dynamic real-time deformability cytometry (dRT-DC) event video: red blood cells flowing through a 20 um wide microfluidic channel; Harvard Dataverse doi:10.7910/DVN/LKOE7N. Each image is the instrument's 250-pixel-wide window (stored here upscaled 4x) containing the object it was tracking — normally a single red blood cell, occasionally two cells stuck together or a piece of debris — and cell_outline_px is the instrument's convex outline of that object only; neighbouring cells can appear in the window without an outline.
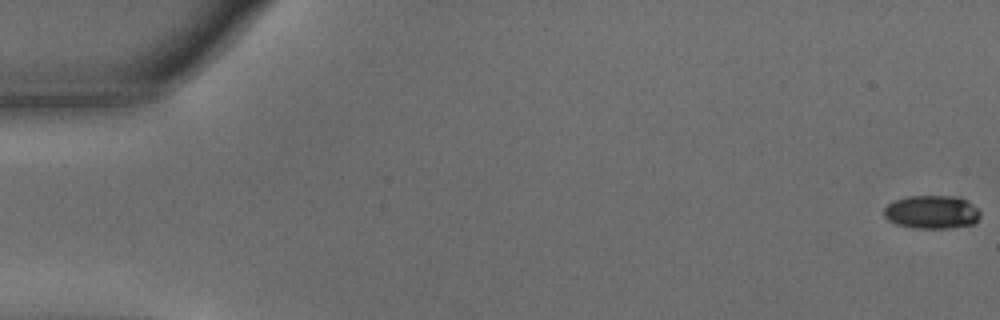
{"species": "common noctule bat (a hibernating species)", "species_latin": "Nyctalus noctula", "temperature_condition": "warm", "stored_images_in_passage": 58, "camera_frame_rate_fps": 3000, "um_per_image_px": 0.085, "animal": {"sex": "male", "body_mass_g": 15.6}, "frame": {"image": 1, "passage_image": 1, "time_ms": 0.0, "image_size_px": [1000, 320], "cell_outline_px": [[980, 216], [976, 224], [948, 228], [912, 228], [896, 224], [888, 220], [884, 216], [884, 208], [888, 204], [896, 200], [908, 196], [952, 196], [964, 200], [976, 208], [980, 212]], "centroid_in_image_um": [79.18, 18.04], "position_along_channel_um": 5.8, "area_um2": 18.61}}
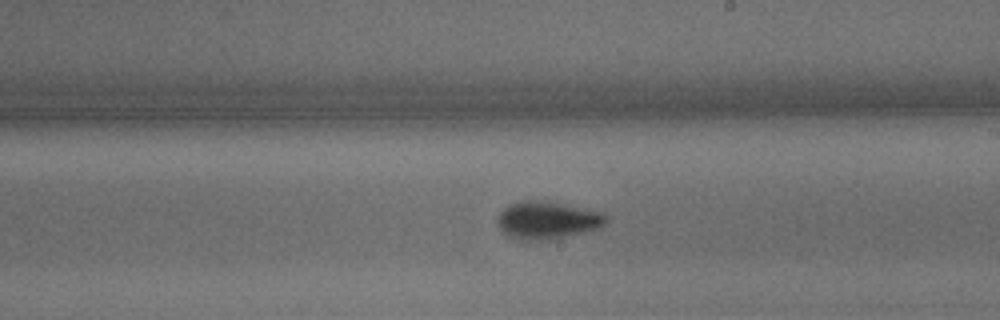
{"frame": {"image": 2, "passage_image": 34, "time_ms": 11.0, "image_size_px": [1000, 320], "cell_outline_px": [[608, 220], [600, 228], [588, 232], [548, 240], [524, 240], [508, 236], [500, 228], [496, 220], [500, 212], [508, 204], [520, 200], [536, 200], [564, 204], [604, 212], [608, 216]], "centroid_in_image_um": [46.55, 18.71], "position_along_channel_um": 242.5, "area_um2": 24.04}}
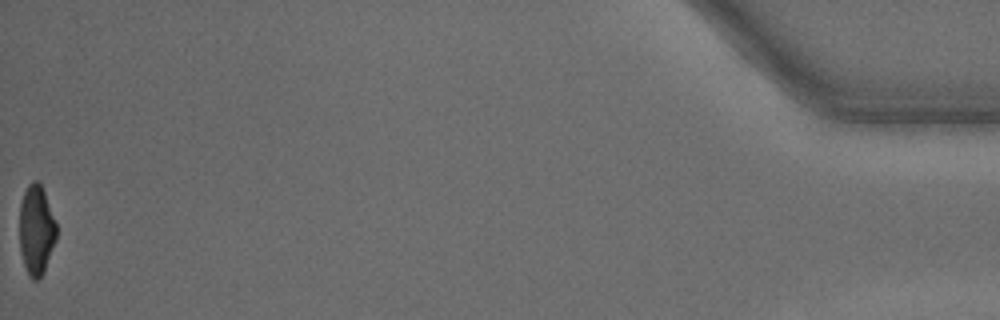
{"frame": {"image": 3, "passage_image": 58, "time_ms": 19.0, "image_size_px": [1000, 320], "cell_outline_px": [[56, 240], [44, 272], [36, 280], [32, 280], [24, 264], [20, 248], [20, 204], [24, 192], [28, 184], [32, 180], [36, 180], [40, 184], [44, 192], [56, 224]], "centroid_in_image_um": [3.08, 19.54], "position_along_channel_um": 432.1, "area_um2": 19.02}, "authors_computed_cell_mechanics": {"area_um2": 20.9236, "velocity_mm_per_s": 3.5859, "shape_relaxation_time_tau1_ms": 3.4187, "shape_relaxation_time_tau2_ms": 1.6139, "deformation_change_tau1": 0.1678, "deformation_change_tau2": 0.0709}}